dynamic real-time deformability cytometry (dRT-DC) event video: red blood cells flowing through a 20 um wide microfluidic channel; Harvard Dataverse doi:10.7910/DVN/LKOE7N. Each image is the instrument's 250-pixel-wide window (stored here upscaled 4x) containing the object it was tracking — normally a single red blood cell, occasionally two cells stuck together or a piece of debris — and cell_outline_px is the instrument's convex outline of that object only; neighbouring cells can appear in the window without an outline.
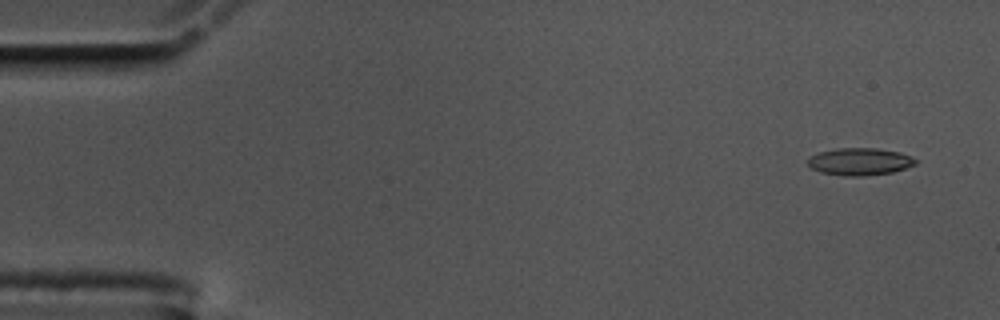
{"species": "common noctule bat (a hibernating species)", "species_latin": "Nyctalus noctula", "temperature_condition": "cold", "stored_images_in_passage": 11, "camera_frame_rate_fps": 3000, "um_per_image_px": 0.085, "animal": {"sex": "male", "body_mass_g": 17.5, "forearm_length_mm": 52.3}, "frame": {"image": 1, "passage_image": 1, "time_ms": 0.0, "image_size_px": [1000, 320], "cell_outline_px": [[916, 164], [892, 172], [864, 176], [844, 176], [820, 172], [812, 168], [808, 164], [808, 156], [820, 152], [840, 148], [876, 148], [900, 152], [912, 156], [916, 160]], "centroid_in_image_um": [73.07, 13.73], "position_along_channel_um": 11.9, "area_um2": 17.11}}